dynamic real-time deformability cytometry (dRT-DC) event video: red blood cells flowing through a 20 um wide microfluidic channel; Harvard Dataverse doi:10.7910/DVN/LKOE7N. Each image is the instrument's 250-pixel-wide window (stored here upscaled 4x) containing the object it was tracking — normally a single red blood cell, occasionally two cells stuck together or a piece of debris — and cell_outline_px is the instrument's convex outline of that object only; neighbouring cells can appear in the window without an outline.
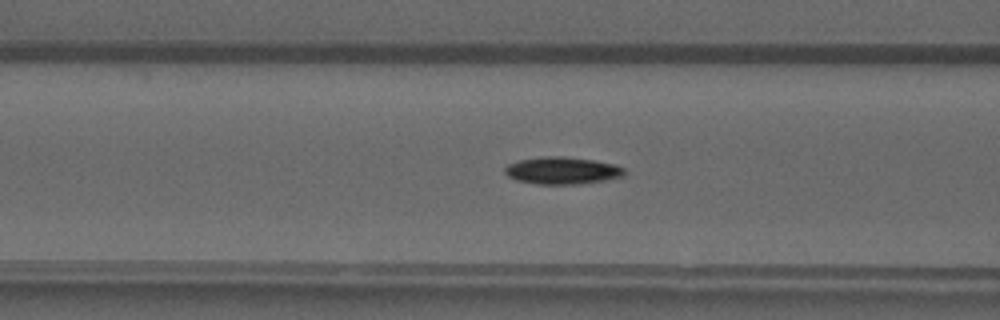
{"species": "common noctule bat (a hibernating species)", "species_latin": "Nyctalus noctula", "temperature_condition": "warm", "stored_images_in_passage": 41, "camera_frame_rate_fps": 3000, "um_per_image_px": 0.085, "animal": {"sex": "male", "forearm_length_mm": 52.5}, "frame": {"image": 1, "passage_image": 11, "time_ms": 3.333, "image_size_px": [1000, 320], "cell_outline_px": [[624, 176], [580, 184], [536, 184], [516, 180], [508, 176], [504, 172], [504, 168], [508, 164], [520, 160], [544, 156], [560, 156], [592, 160], [616, 164], [624, 168]], "centroid_in_image_um": [47.77, 14.5], "position_along_channel_um": 118.8, "area_um2": 18.84}}
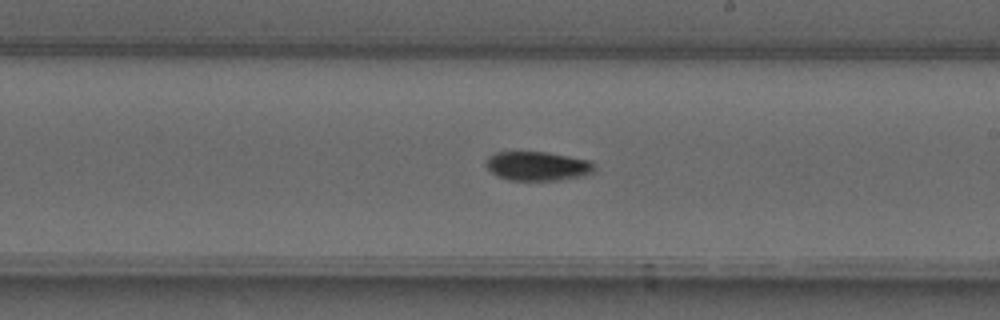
{"frame": {"image": 2, "passage_image": 20, "time_ms": 6.333, "image_size_px": [1000, 320], "cell_outline_px": [[596, 172], [584, 176], [560, 180], [508, 180], [496, 176], [484, 164], [488, 156], [496, 152], [548, 152], [592, 160], [596, 164]], "centroid_in_image_um": [45.75, 14.12], "position_along_channel_um": 243.2, "area_um2": 18.84}}
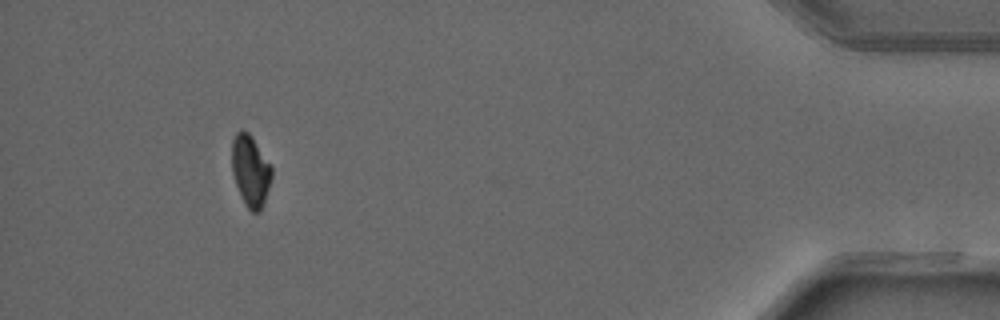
{"frame": {"image": 3, "passage_image": 37, "time_ms": 12.0, "image_size_px": [1000, 320], "cell_outline_px": [[272, 176], [264, 204], [260, 212], [252, 212], [244, 204], [240, 196], [232, 172], [232, 140], [236, 132], [248, 132], [252, 136], [272, 164]], "centroid_in_image_um": [21.31, 14.53], "position_along_channel_um": 413.9, "area_um2": 16.76}, "authors_computed_cell_mechanics": {"area_um2": 17.9758, "velocity_mm_per_s": 4.1719, "shape_relaxation_time_tau1_ms": 3.723, "shape_relaxation_time_tau2_ms": null, "deformation_change_tau1": 0.1483, "deformation_change_tau2": null}}